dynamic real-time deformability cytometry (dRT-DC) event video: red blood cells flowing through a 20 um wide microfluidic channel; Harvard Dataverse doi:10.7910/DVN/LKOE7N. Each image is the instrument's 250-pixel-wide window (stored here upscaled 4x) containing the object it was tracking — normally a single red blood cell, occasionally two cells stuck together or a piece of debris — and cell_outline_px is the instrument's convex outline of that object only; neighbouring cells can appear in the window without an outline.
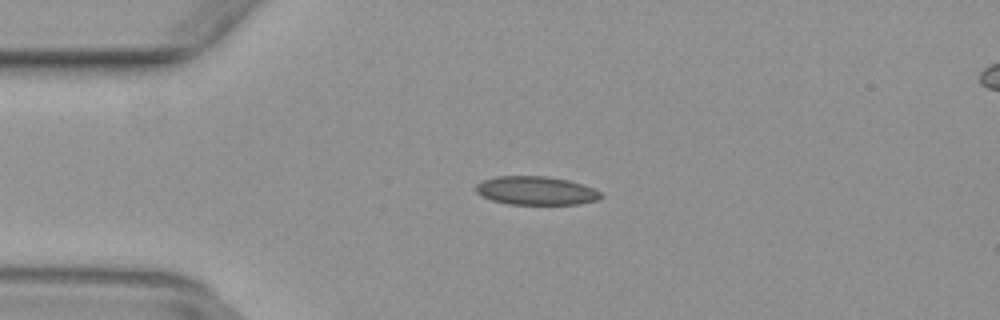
{"species": "common noctule bat (a hibernating species)", "species_latin": "Nyctalus noctula", "temperature_condition": "warm", "stored_images_in_passage": 49, "camera_frame_rate_fps": 3000, "um_per_image_px": 0.085, "animal": {"sex": "female", "body_mass_g": 29.2, "forearm_length_mm": 56.3}, "frame": {"image": 1, "passage_image": 11, "time_ms": 3.333, "image_size_px": [1000, 320], "cell_outline_px": [[604, 196], [600, 200], [576, 204], [508, 204], [492, 200], [480, 196], [476, 192], [476, 184], [484, 180], [496, 176], [548, 176], [568, 180], [592, 188], [600, 192]], "centroid_in_image_um": [45.55, 16.21], "position_along_channel_um": 39.4, "area_um2": 20.81}}
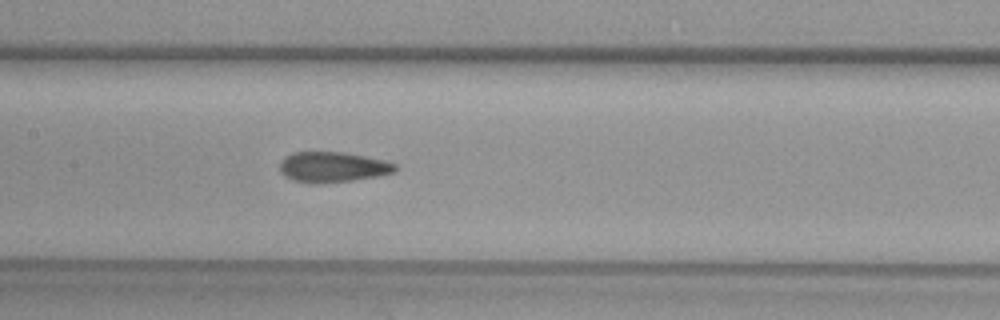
{"frame": {"image": 2, "passage_image": 23, "time_ms": 7.333, "image_size_px": [1000, 320], "cell_outline_px": [[400, 168], [396, 172], [376, 176], [352, 180], [320, 184], [312, 184], [292, 180], [284, 176], [280, 172], [280, 160], [284, 156], [292, 152], [344, 152], [384, 160], [396, 164]], "centroid_in_image_um": [28.26, 14.2], "position_along_channel_um": 179.1, "area_um2": 20.75}}
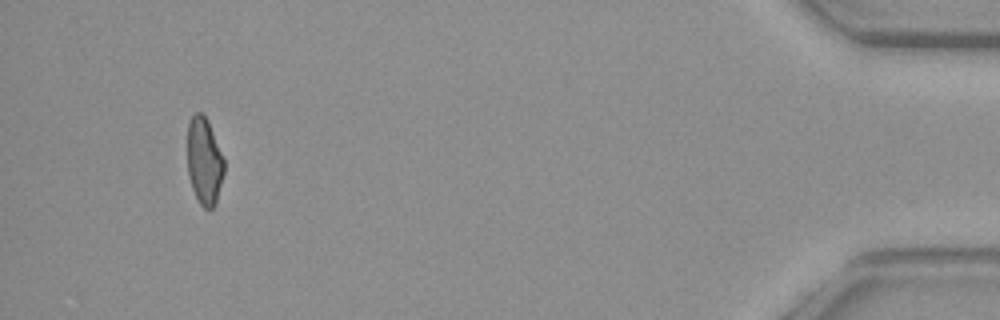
{"frame": {"image": 3, "passage_image": 46, "time_ms": 15.0, "image_size_px": [1000, 320], "cell_outline_px": [[224, 172], [216, 204], [212, 208], [204, 208], [200, 204], [192, 188], [188, 176], [188, 124], [192, 116], [196, 112], [200, 112], [208, 120], [224, 160]], "centroid_in_image_um": [17.36, 13.71], "position_along_channel_um": 417.8, "area_um2": 18.5}}